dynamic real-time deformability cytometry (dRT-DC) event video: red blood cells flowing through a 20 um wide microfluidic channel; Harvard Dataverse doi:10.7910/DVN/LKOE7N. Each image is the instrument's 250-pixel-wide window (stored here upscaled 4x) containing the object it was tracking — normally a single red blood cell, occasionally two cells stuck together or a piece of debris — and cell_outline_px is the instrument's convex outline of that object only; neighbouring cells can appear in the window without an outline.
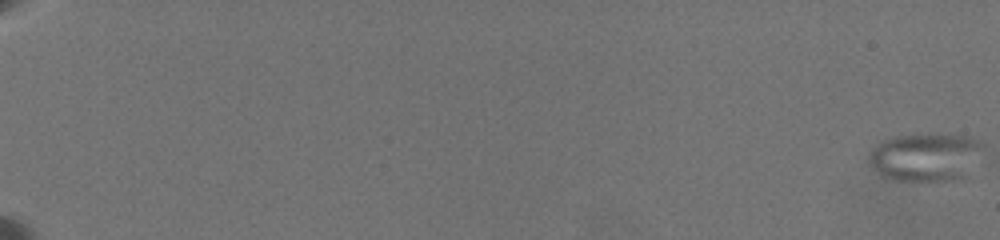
{"species": "common noctule bat (a hibernating species)", "species_latin": "Nyctalus noctula", "temperature_condition": "warm", "stored_images_in_passage": 85, "camera_frame_rate_fps": 3000, "um_per_image_px": 0.085, "animal": {"sex": "female", "body_mass_g": 19.5, "forearm_length_mm": 54.1}, "frame": {"image": 1, "passage_image": 1, "time_ms": 0.0, "image_size_px": [1000, 240], "cell_outline_px": [[984, 144], [964, 176], [944, 180], [900, 180], [880, 176], [868, 160], [868, 152], [884, 140], [900, 136], [968, 136]], "centroid_in_image_um": [78.59, 13.36], "position_along_channel_um": 6.4, "area_um2": 30.52}}
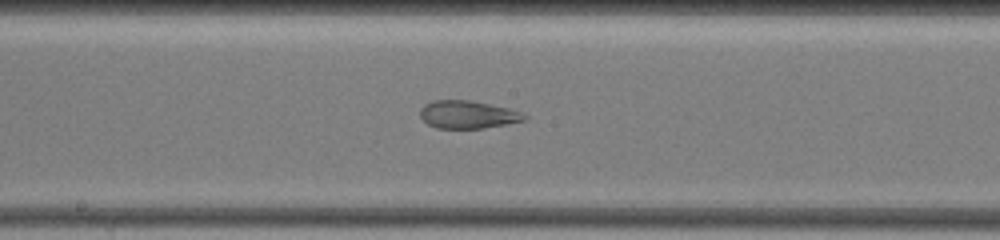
{"frame": {"image": 2, "passage_image": 48, "time_ms": 13.0, "image_size_px": [1000, 240], "cell_outline_px": [[528, 116], [524, 120], [484, 128], [436, 128], [428, 124], [420, 116], [420, 108], [424, 104], [432, 100], [468, 100], [508, 108], [520, 112]], "centroid_in_image_um": [39.71, 9.73], "position_along_channel_um": 208.5, "area_um2": 16.7}}
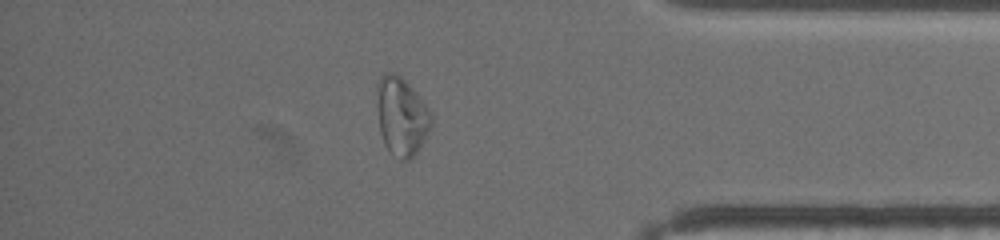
{"frame": {"image": 3, "passage_image": 73, "time_ms": 19.0, "image_size_px": [1000, 240], "cell_outline_px": [[432, 124], [424, 140], [416, 152], [408, 160], [400, 160], [384, 144], [380, 132], [380, 76], [388, 72], [392, 72], [400, 76], [408, 84], [424, 104], [432, 116]], "centroid_in_image_um": [34.18, 9.94], "position_along_channel_um": 401.0, "area_um2": 23.41}, "authors_computed_cell_mechanics": {"area_um2": 26.6458, "velocity_mm_per_s": 3.5097, "shape_relaxation_time_tau1_ms": null, "shape_relaxation_time_tau2_ms": 1.1928, "deformation_change_tau1": null, "deformation_change_tau2": 0.081}}